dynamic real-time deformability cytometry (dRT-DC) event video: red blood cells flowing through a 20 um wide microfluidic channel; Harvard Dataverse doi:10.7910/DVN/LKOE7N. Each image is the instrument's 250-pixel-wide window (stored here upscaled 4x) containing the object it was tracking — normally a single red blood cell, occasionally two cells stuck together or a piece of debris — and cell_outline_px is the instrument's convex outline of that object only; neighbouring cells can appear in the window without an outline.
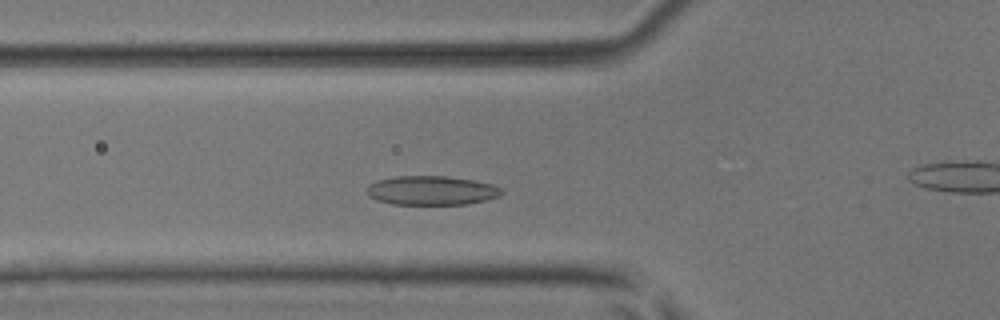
{"species": "common noctule bat (a hibernating species)", "species_latin": "Nyctalus noctula", "temperature_condition": "room temperature", "stored_images_in_passage": 29, "camera_frame_rate_fps": 3000, "um_per_image_px": 0.085, "animal": {"sex": "male", "body_mass_g": 17.9, "forearm_length_mm": 54.2}, "frame": {"image": 1, "passage_image": 14, "time_ms": 4.333, "image_size_px": [1000, 320], "cell_outline_px": [[504, 192], [500, 196], [488, 200], [468, 204], [392, 204], [376, 200], [368, 196], [368, 188], [376, 180], [396, 176], [448, 176], [476, 180], [492, 184], [500, 188]], "centroid_in_image_um": [36.73, 16.19], "position_along_channel_um": 89.1, "area_um2": 23.0}}
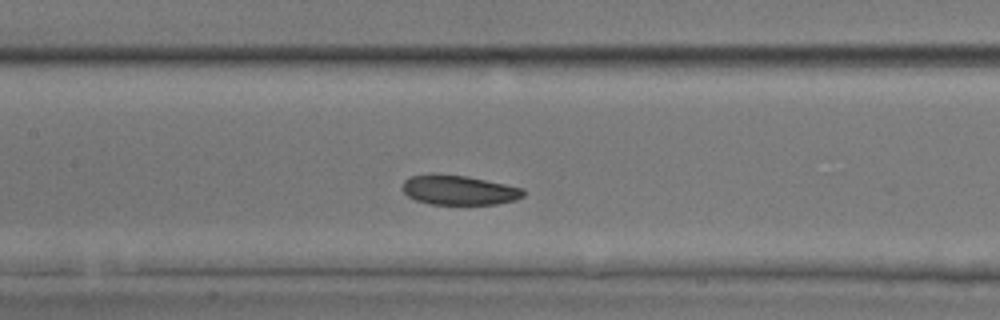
{"frame": {"image": 2, "passage_image": 20, "time_ms": 6.333, "image_size_px": [1000, 320], "cell_outline_px": [[524, 196], [516, 200], [496, 204], [428, 204], [416, 200], [408, 196], [404, 192], [404, 180], [412, 176], [468, 176], [504, 184], [520, 188], [524, 192]], "centroid_in_image_um": [39.05, 16.19], "position_along_channel_um": 168.3, "area_um2": 20.11}}
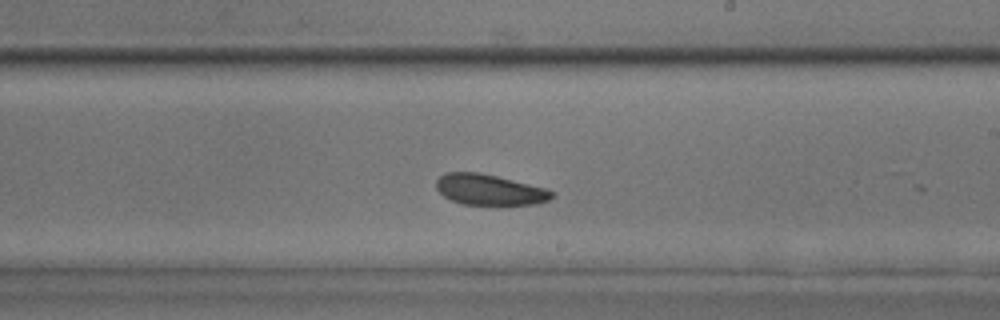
{"frame": {"image": 3, "passage_image": 26, "time_ms": 8.333, "image_size_px": [1000, 320], "cell_outline_px": [[556, 196], [548, 200], [536, 204], [504, 208], [500, 208], [460, 204], [444, 196], [436, 188], [436, 180], [444, 172], [480, 172], [544, 188], [556, 192]], "centroid_in_image_um": [41.64, 16.19], "position_along_channel_um": 247.4, "area_um2": 21.73}}